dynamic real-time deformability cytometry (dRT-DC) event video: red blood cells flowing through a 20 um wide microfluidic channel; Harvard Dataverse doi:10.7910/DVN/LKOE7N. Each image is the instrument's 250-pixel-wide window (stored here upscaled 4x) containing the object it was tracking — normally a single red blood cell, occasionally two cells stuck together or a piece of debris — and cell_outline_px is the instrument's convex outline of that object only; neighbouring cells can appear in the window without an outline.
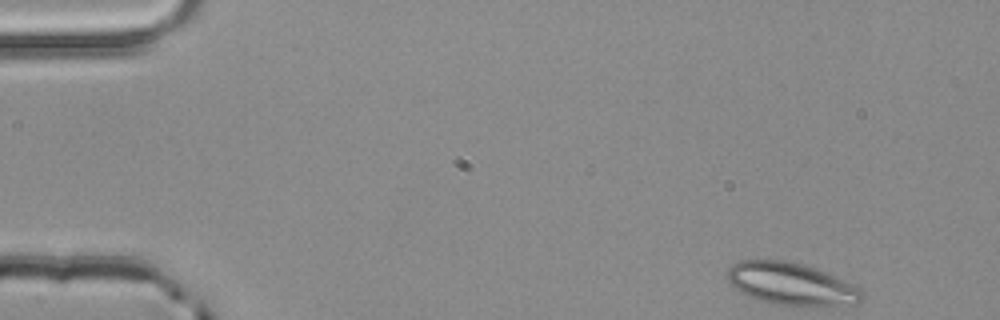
{"species": "common noctule bat (a hibernating species)", "species_latin": "Nyctalus noctula", "temperature_condition": "room temperature", "stored_images_in_passage": 4, "camera_frame_rate_fps": 3000, "um_per_image_px": 0.085, "animal": {"sex": "male", "body_mass_g": 20.4}, "frame": {"image": 1, "passage_image": 1, "time_ms": 0.0, "image_size_px": [1000, 320], "cell_outline_px": [[864, 292], [860, 300], [856, 304], [772, 304], [748, 296], [740, 292], [724, 276], [724, 272], [736, 260], [784, 260], [804, 264], [844, 280], [860, 288]], "centroid_in_image_um": [67.16, 24.09], "position_along_channel_um": 17.8, "area_um2": 32.71}}